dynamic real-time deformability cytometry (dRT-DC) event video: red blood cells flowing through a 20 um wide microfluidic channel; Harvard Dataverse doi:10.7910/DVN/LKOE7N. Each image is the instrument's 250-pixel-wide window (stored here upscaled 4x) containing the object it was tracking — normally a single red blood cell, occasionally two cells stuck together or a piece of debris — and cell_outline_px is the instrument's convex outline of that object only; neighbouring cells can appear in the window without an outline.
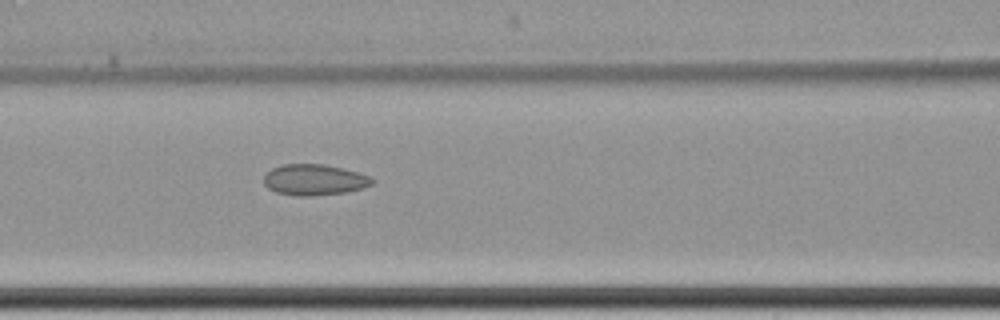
{"species": "common noctule bat (a hibernating species)", "species_latin": "Nyctalus noctula", "temperature_condition": "cold", "stored_images_in_passage": 7, "camera_frame_rate_fps": 3000, "um_per_image_px": 0.085, "animal": {"sex": "female", "body_mass_g": 22.7, "forearm_length_mm": 54.2}, "frame": {"image": 1, "passage_image": 6, "time_ms": 7.0, "image_size_px": [1000, 320], "cell_outline_px": [[376, 180], [372, 184], [364, 188], [344, 192], [308, 196], [296, 196], [276, 192], [268, 188], [264, 184], [264, 176], [272, 168], [284, 164], [324, 164], [344, 168], [368, 176]], "centroid_in_image_um": [26.71, 15.28], "position_along_channel_um": 139.9, "area_um2": 19.48}}